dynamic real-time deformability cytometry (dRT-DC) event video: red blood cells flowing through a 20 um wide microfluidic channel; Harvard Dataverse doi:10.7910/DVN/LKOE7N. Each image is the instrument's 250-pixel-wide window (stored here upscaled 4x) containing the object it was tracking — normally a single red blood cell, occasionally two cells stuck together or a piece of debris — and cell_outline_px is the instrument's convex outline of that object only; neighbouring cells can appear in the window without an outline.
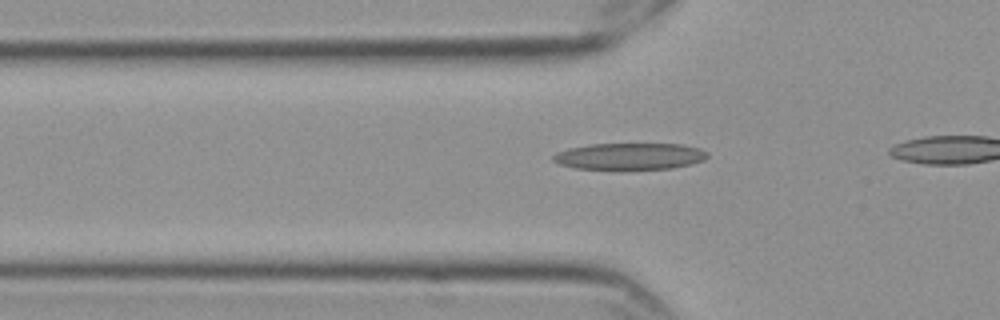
{"species": "Egyptian fruit bat (a non-hibernating species)", "species_latin": "Rousettus aegyptiacus", "temperature_condition": "cold", "stored_images_in_passage": 8, "camera_frame_rate_fps": 3000, "um_per_image_px": 0.085, "frame": {"image": 1, "passage_image": 2, "time_ms": 0.333, "image_size_px": [1000, 320], "cell_outline_px": [[708, 156], [704, 160], [692, 164], [672, 168], [576, 168], [560, 164], [552, 160], [552, 156], [556, 152], [568, 148], [588, 144], [684, 144], [700, 148], [708, 152]], "centroid_in_image_um": [53.55, 13.26], "position_along_channel_um": 72.2, "area_um2": 23.7}}
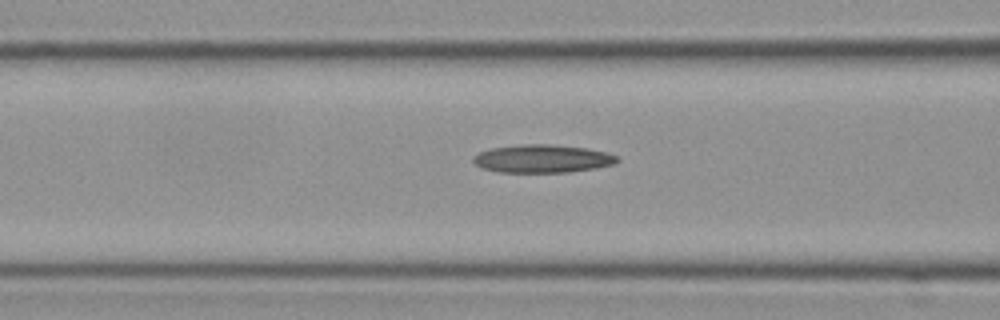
{"frame": {"image": 2, "passage_image": 6, "time_ms": 1.667, "image_size_px": [1000, 320], "cell_outline_px": [[620, 160], [616, 164], [596, 168], [568, 172], [500, 172], [484, 168], [476, 164], [472, 160], [472, 156], [480, 152], [492, 148], [524, 144], [548, 144], [588, 148], [604, 152], [616, 156]], "centroid_in_image_um": [46.13, 13.49], "position_along_channel_um": 120.5, "area_um2": 23.41}}